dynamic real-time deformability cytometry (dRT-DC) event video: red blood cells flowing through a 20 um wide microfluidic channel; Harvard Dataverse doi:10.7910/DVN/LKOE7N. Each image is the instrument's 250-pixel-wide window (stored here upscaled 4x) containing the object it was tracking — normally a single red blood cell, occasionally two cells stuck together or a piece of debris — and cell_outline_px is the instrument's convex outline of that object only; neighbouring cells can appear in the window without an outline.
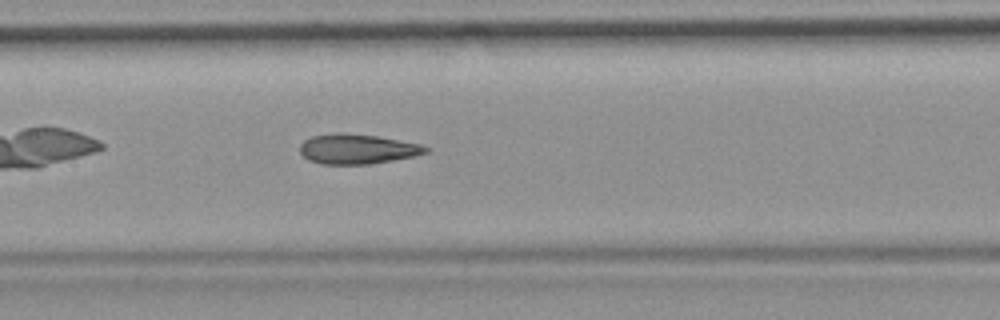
{"species": "common noctule bat (a hibernating species)", "species_latin": "Nyctalus noctula", "temperature_condition": "room temperature", "stored_images_in_passage": 40, "camera_frame_rate_fps": 3000, "um_per_image_px": 0.085, "animal": {"sex": "female", "body_mass_g": 19.9}, "frame": {"image": 1, "passage_image": 12, "time_ms": 3.667, "image_size_px": [1000, 320], "cell_outline_px": [[428, 152], [416, 156], [368, 164], [320, 164], [308, 160], [300, 152], [300, 144], [304, 140], [312, 136], [340, 132], [376, 136], [420, 144], [428, 148]], "centroid_in_image_um": [30.34, 12.67], "position_along_channel_um": 177.1, "area_um2": 21.79}}
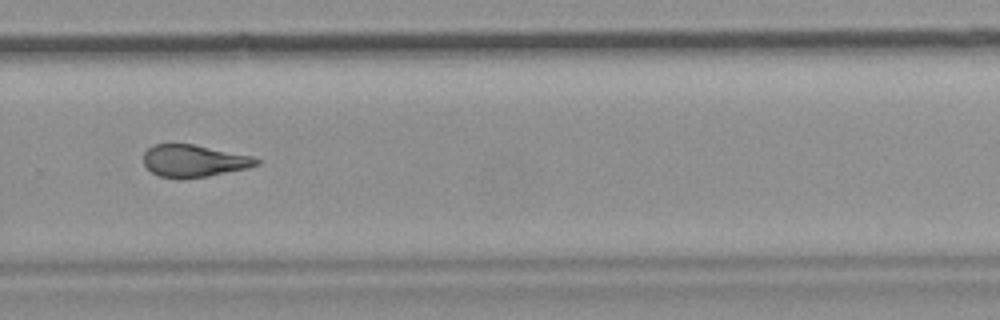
{"frame": {"image": 2, "passage_image": 23, "time_ms": 7.333, "image_size_px": [1000, 320], "cell_outline_px": [[260, 164], [248, 168], [208, 176], [180, 180], [160, 176], [152, 172], [144, 164], [144, 152], [152, 144], [192, 144], [252, 156], [260, 160]], "centroid_in_image_um": [16.47, 13.69], "position_along_channel_um": 313.3, "area_um2": 21.27}, "authors_computed_cell_mechanics": {"area_um2": 21.9062, "velocity_mm_per_s": 3.7463, "shape_relaxation_time_tau1_ms": null, "shape_relaxation_time_tau2_ms": 2.7163, "deformation_change_tau1": null, "deformation_change_tau2": 0.1164}}